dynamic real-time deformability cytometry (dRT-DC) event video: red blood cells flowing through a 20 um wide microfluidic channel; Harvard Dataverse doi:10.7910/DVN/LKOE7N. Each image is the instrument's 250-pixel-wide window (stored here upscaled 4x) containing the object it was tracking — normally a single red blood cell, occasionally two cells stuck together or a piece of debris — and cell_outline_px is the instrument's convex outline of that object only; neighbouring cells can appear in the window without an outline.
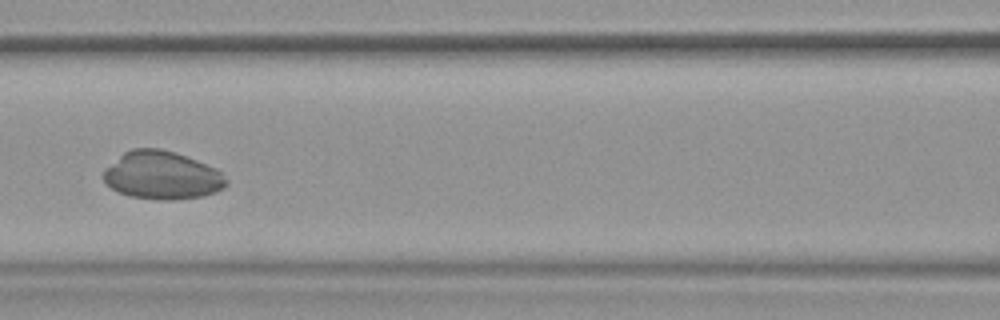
{"species": "common noctule bat (a hibernating species)", "species_latin": "Nyctalus noctula", "temperature_condition": "warm", "stored_images_in_passage": 51, "camera_frame_rate_fps": 3000, "um_per_image_px": 0.085, "animal": {"sex": "female", "body_mass_g": 19.9}, "frame": {"image": 1, "passage_image": 22, "time_ms": 7.0, "image_size_px": [1000, 320], "cell_outline_px": [[228, 184], [224, 188], [216, 192], [204, 196], [172, 200], [160, 200], [128, 196], [104, 184], [100, 176], [104, 168], [124, 152], [132, 148], [160, 148], [176, 152], [216, 168], [228, 180]], "centroid_in_image_um": [13.74, 14.91], "position_along_channel_um": 152.9, "area_um2": 34.85}}